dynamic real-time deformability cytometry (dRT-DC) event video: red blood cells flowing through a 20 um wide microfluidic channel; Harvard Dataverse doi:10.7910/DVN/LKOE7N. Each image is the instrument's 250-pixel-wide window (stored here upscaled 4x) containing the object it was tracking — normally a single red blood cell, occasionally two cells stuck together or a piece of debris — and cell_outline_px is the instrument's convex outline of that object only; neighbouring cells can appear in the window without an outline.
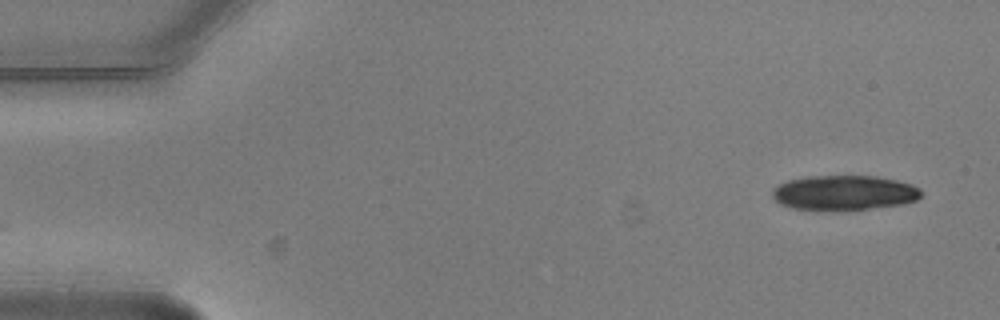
{"species": "common noctule bat (a hibernating species)", "species_latin": "Nyctalus noctula", "temperature_condition": "warm", "stored_images_in_passage": 2, "camera_frame_rate_fps": 3000, "um_per_image_px": 0.085, "animal": {"sex": "male", "body_mass_g": 20.5, "forearm_length_mm": 52.5}, "frame": {"image": 1, "passage_image": 2, "time_ms": 0.333, "image_size_px": [1000, 320], "cell_outline_px": [[920, 196], [916, 200], [904, 204], [868, 208], [792, 208], [780, 204], [772, 196], [772, 188], [788, 180], [804, 176], [876, 176], [896, 180], [912, 184], [920, 188]], "centroid_in_image_um": [71.75, 16.34], "position_along_channel_um": 13.2, "area_um2": 29.54}}